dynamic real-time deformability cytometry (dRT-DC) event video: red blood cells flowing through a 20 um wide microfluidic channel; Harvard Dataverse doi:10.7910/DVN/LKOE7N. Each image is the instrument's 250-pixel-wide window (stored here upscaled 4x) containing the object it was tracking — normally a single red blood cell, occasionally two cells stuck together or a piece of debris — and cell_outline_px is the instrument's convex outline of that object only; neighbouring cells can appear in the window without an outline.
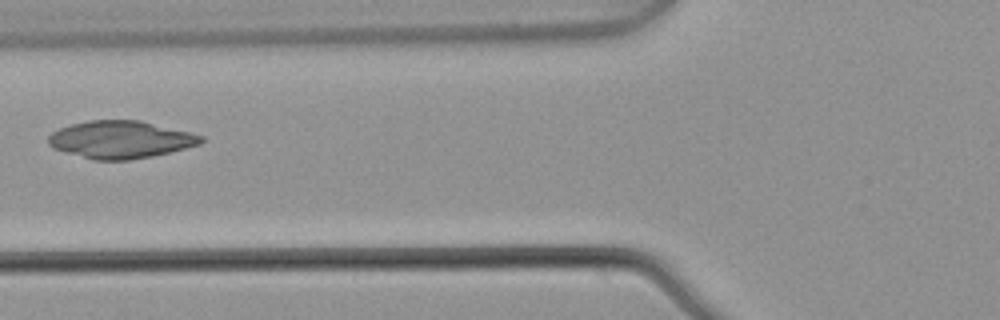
{"species": "common noctule bat (a hibernating species)", "species_latin": "Nyctalus noctula", "temperature_condition": "warm", "stored_images_in_passage": 5, "camera_frame_rate_fps": 3000, "um_per_image_px": 0.085, "animal": {"sex": "male", "body_mass_g": 21.5, "forearm_length_mm": 52.0}, "frame": {"image": 1, "passage_image": 5, "time_ms": 1.333, "image_size_px": [1000, 320], "cell_outline_px": [[204, 140], [200, 144], [152, 156], [128, 160], [92, 160], [52, 148], [48, 144], [48, 136], [52, 132], [60, 128], [72, 124], [88, 120], [140, 120], [204, 136]], "centroid_in_image_um": [10.21, 11.86], "position_along_channel_um": 115.6, "area_um2": 33.18}}